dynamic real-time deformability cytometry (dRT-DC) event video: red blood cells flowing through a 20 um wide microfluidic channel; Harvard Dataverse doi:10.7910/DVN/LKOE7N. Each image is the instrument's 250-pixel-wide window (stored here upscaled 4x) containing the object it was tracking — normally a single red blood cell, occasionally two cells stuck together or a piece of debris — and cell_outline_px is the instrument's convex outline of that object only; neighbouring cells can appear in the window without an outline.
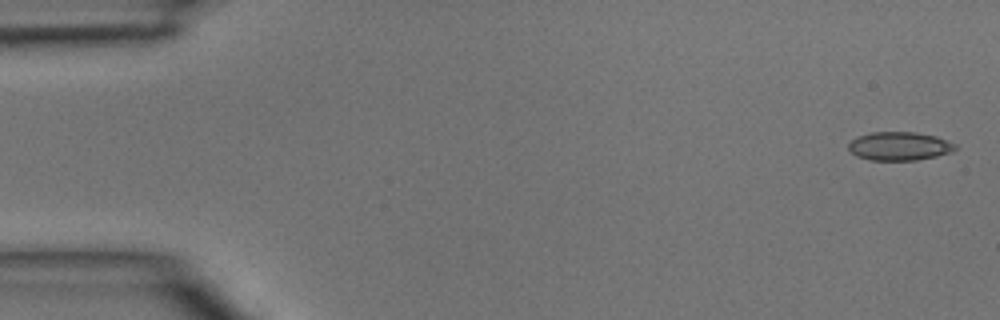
{"species": "common noctule bat (a hibernating species)", "species_latin": "Nyctalus noctula", "temperature_condition": "room temperature", "stored_images_in_passage": 7, "camera_frame_rate_fps": 3000, "um_per_image_px": 0.085, "animal": {"sex": "male", "body_mass_g": 15.6}, "frame": {"image": 1, "passage_image": 1, "time_ms": 0.0, "image_size_px": [1000, 320], "cell_outline_px": [[956, 148], [952, 152], [936, 156], [916, 160], [872, 160], [856, 156], [848, 148], [848, 144], [856, 136], [872, 132], [916, 132], [936, 136], [956, 144]], "centroid_in_image_um": [76.44, 12.41], "position_along_channel_um": 8.6, "area_um2": 17.74}}